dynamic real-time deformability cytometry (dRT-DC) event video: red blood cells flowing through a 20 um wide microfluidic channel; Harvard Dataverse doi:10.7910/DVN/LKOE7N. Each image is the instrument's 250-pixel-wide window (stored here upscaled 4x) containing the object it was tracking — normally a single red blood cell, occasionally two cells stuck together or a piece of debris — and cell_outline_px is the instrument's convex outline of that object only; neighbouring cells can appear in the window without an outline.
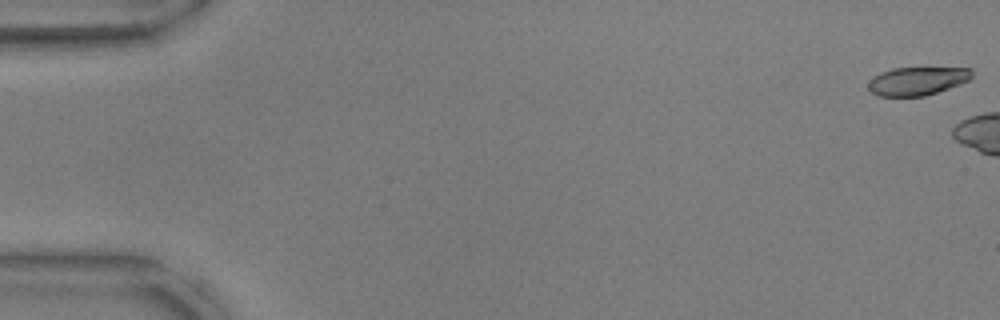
{"species": "common noctule bat (a hibernating species)", "species_latin": "Nyctalus noctula", "temperature_condition": "warm", "stored_images_in_passage": 5, "camera_frame_rate_fps": 3000, "um_per_image_px": 0.085, "animal": {"sex": "male", "body_mass_g": 17.9, "forearm_length_mm": 54.2}, "frame": {"image": 1, "passage_image": 1, "time_ms": 0.0, "image_size_px": [1000, 320], "cell_outline_px": [[972, 80], [924, 96], [876, 96], [868, 88], [868, 84], [880, 72], [892, 68], [972, 68]], "centroid_in_image_um": [77.99, 6.88], "position_along_channel_um": 7.0, "area_um2": 16.99}}